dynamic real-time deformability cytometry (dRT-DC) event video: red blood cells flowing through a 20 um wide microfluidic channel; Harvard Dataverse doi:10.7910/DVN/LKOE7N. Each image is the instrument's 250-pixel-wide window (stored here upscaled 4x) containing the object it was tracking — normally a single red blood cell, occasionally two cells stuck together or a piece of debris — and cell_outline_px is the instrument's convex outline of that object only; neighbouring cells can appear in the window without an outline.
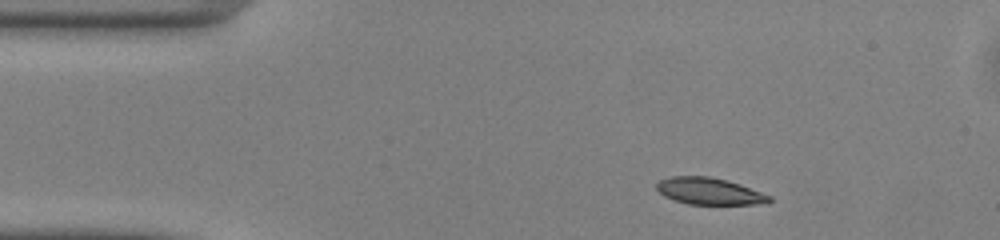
{"species": "common noctule bat (a hibernating species)", "species_latin": "Nyctalus noctula", "temperature_condition": "warm", "stored_images_in_passage": 38, "camera_frame_rate_fps": 3000, "um_per_image_px": 0.085, "animal": {"sex": "male", "body_mass_g": 13.0, "forearm_length_mm": 53.1}, "frame": {"image": 1, "passage_image": 1, "time_ms": 0.0, "image_size_px": [1000, 240], "cell_outline_px": [[768, 200], [740, 204], [700, 204], [680, 200], [672, 196], [688, 180], [720, 180], [744, 188]], "centroid_in_image_um": [60.8, 16.42], "position_along_channel_um": 24.2, "area_um2": 11.56}}
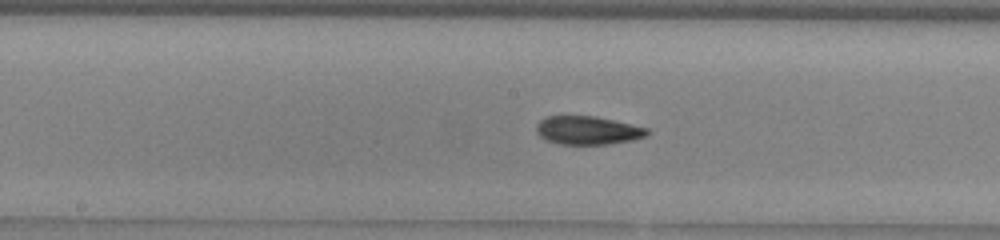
{"frame": {"image": 2, "passage_image": 18, "time_ms": 5.667, "image_size_px": [1000, 240], "cell_outline_px": [[644, 132], [632, 136], [612, 140], [564, 140], [552, 136], [544, 128], [552, 120], [600, 120], [636, 128]], "centroid_in_image_um": [50.1, 11.06], "position_along_channel_um": 198.1, "area_um2": 11.16}}
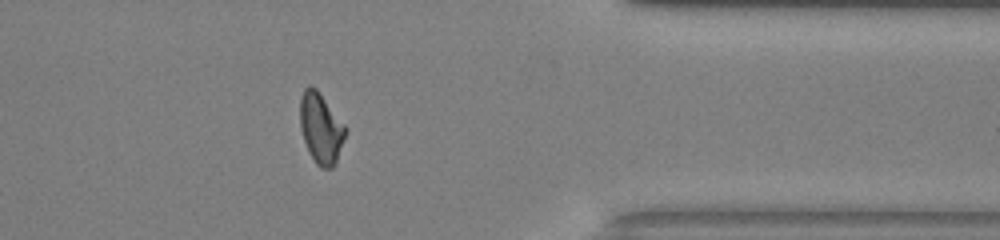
{"frame": {"image": 3, "passage_image": 33, "time_ms": 10.667, "image_size_px": [1000, 240], "cell_outline_px": [[344, 132], [336, 152], [332, 160], [316, 160], [308, 144], [304, 132], [304, 96], [312, 88], [316, 92], [344, 128]], "centroid_in_image_um": [27.29, 10.84], "position_along_channel_um": 384.1, "area_um2": 13.81}}